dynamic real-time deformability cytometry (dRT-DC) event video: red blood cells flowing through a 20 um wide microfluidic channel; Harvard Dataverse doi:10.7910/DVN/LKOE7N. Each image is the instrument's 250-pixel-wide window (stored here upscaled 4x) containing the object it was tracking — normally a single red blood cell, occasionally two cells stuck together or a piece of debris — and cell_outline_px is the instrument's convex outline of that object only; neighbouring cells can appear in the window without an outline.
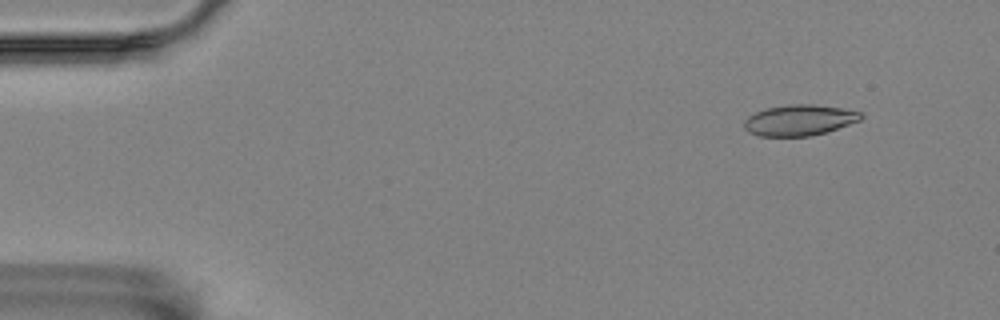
{"species": "Egyptian fruit bat (a non-hibernating species)", "species_latin": "Rousettus aegyptiacus", "temperature_condition": "room temperature", "stored_images_in_passage": 4, "camera_frame_rate_fps": 3000, "um_per_image_px": 0.085, "animal": {"sex": "female"}, "frame": {"image": 1, "passage_image": 1, "time_ms": 0.0, "image_size_px": [1000, 320], "cell_outline_px": [[864, 116], [860, 120], [824, 132], [808, 136], [760, 136], [748, 132], [744, 128], [744, 120], [748, 116], [756, 112], [768, 108], [788, 104], [812, 104], [840, 108], [860, 112]], "centroid_in_image_um": [67.9, 10.21], "position_along_channel_um": 17.1, "area_um2": 20.69}}